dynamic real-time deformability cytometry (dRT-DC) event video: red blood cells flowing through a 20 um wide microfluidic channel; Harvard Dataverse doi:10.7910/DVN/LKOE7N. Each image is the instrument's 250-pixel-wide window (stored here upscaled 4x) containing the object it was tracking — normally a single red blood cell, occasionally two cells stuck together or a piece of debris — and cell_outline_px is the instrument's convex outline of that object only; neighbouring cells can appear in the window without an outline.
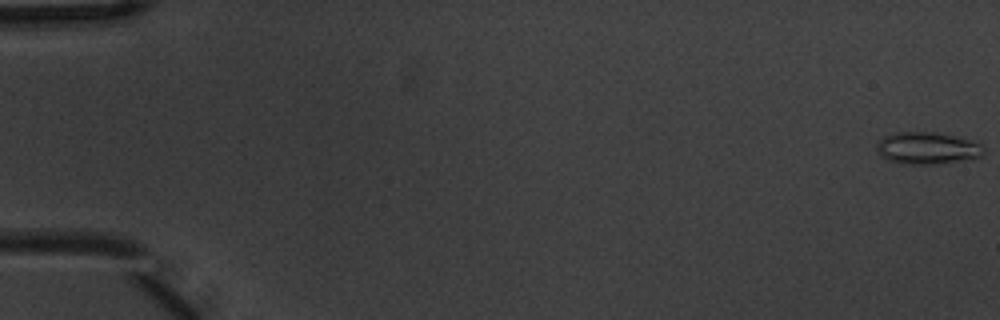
{"species": "common noctule bat (a hibernating species)", "species_latin": "Nyctalus noctula", "temperature_condition": "warm", "stored_images_in_passage": 7, "camera_frame_rate_fps": 3000, "um_per_image_px": 0.085, "animal": {"sex": "male", "body_mass_g": 20.1, "forearm_length_mm": 53.5}, "frame": {"image": 1, "passage_image": 1, "time_ms": 0.0, "image_size_px": [1000, 320], "cell_outline_px": [[984, 156], [972, 160], [936, 164], [904, 164], [888, 160], [880, 156], [876, 148], [876, 144], [884, 136], [896, 132], [936, 132], [972, 140], [980, 144], [984, 148]], "centroid_in_image_um": [78.86, 12.61], "position_along_channel_um": 6.1, "area_um2": 20.35}}